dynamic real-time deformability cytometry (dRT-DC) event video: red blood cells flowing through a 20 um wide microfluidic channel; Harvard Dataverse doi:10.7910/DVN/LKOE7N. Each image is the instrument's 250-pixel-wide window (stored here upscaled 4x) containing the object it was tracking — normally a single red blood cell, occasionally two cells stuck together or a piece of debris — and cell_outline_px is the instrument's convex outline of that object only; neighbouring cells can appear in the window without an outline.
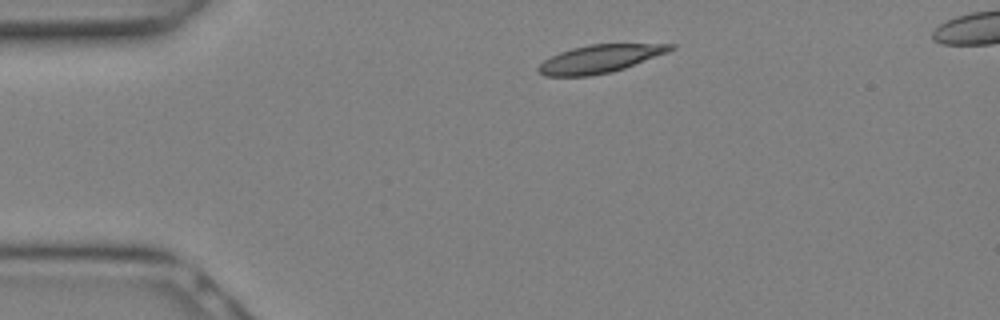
{"species": "Egyptian fruit bat (a non-hibernating species)", "species_latin": "Rousettus aegyptiacus", "temperature_condition": "warm", "stored_images_in_passage": 14, "camera_frame_rate_fps": 3000, "um_per_image_px": 0.085, "animal": {"sex": "female"}, "frame": {"image": 1, "passage_image": 1, "time_ms": 0.0, "image_size_px": [1000, 320], "cell_outline_px": [[676, 48], [668, 52], [624, 68], [612, 72], [588, 76], [544, 76], [536, 68], [544, 60], [560, 52], [572, 48], [588, 44], [676, 44]], "centroid_in_image_um": [50.99, 5.0], "position_along_channel_um": 34.0, "area_um2": 21.39}}
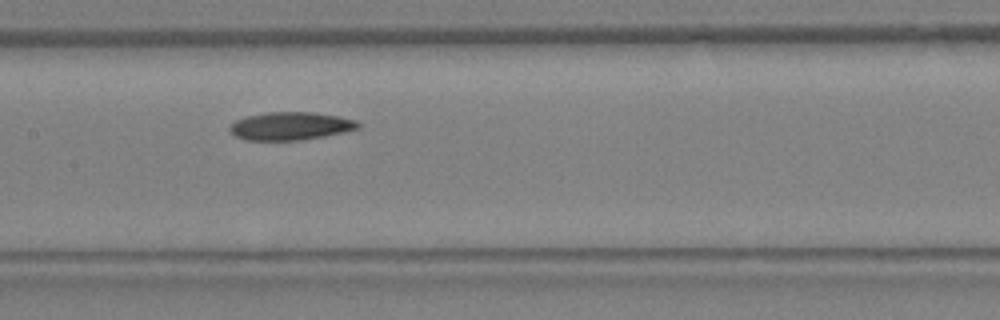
{"frame": {"image": 2, "passage_image": 9, "time_ms": 2.667, "image_size_px": [1000, 320], "cell_outline_px": [[360, 128], [344, 132], [324, 136], [300, 140], [244, 140], [236, 136], [228, 128], [236, 120], [248, 116], [264, 112], [308, 112], [336, 116], [356, 120], [360, 124]], "centroid_in_image_um": [24.69, 10.71], "position_along_channel_um": 182.7, "area_um2": 20.75}}
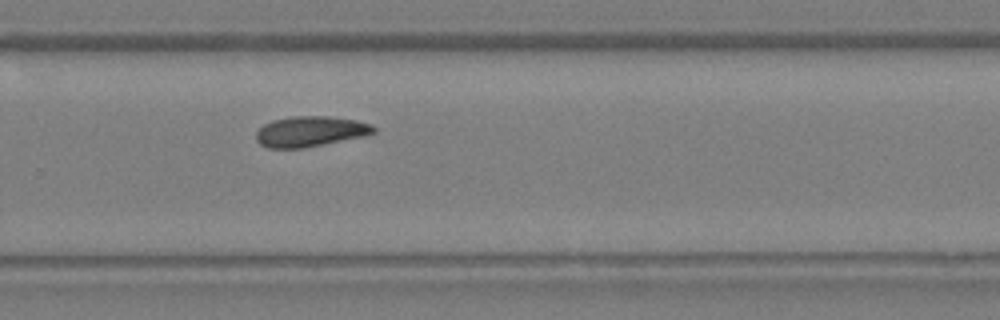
{"frame": {"image": 3, "passage_image": 14, "time_ms": 4.333, "image_size_px": [1000, 320], "cell_outline_px": [[376, 132], [364, 136], [304, 148], [268, 148], [260, 144], [256, 140], [256, 132], [264, 124], [272, 120], [292, 116], [328, 116], [352, 120], [368, 124], [376, 128]], "centroid_in_image_um": [26.33, 11.18], "position_along_channel_um": 303.5, "area_um2": 20.69}}